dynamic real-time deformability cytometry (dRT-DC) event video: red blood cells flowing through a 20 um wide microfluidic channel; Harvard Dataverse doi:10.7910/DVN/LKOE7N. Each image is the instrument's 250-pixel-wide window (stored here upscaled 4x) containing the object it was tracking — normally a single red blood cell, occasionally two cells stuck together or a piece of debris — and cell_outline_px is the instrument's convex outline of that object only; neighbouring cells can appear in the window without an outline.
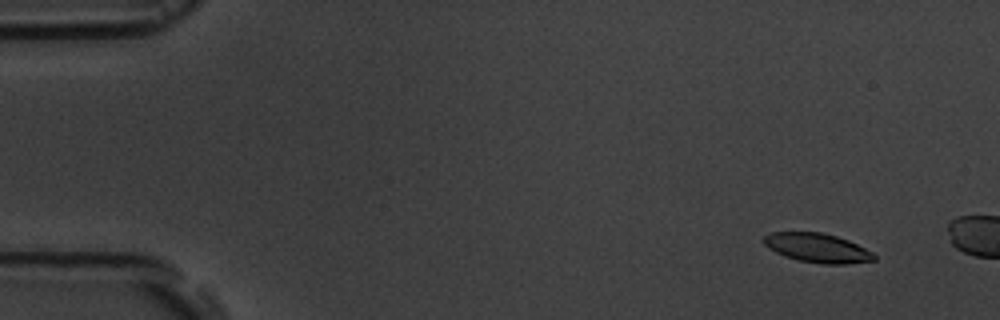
{"species": "common noctule bat (a hibernating species)", "species_latin": "Nyctalus noctula", "temperature_condition": "room temperature", "stored_images_in_passage": 4, "camera_frame_rate_fps": 3000, "um_per_image_px": 0.085, "animal": {"sex": "male", "body_mass_g": 19.5, "forearm_length_mm": 54.6}, "frame": {"image": 1, "passage_image": 2, "time_ms": 1.0, "image_size_px": [1000, 320], "cell_outline_px": [[876, 260], [844, 264], [824, 264], [800, 260], [784, 256], [768, 248], [764, 244], [764, 236], [772, 232], [820, 232], [836, 236], [848, 240], [872, 252], [876, 256]], "centroid_in_image_um": [69.47, 21.07], "position_along_channel_um": 15.5, "area_um2": 18.55}}